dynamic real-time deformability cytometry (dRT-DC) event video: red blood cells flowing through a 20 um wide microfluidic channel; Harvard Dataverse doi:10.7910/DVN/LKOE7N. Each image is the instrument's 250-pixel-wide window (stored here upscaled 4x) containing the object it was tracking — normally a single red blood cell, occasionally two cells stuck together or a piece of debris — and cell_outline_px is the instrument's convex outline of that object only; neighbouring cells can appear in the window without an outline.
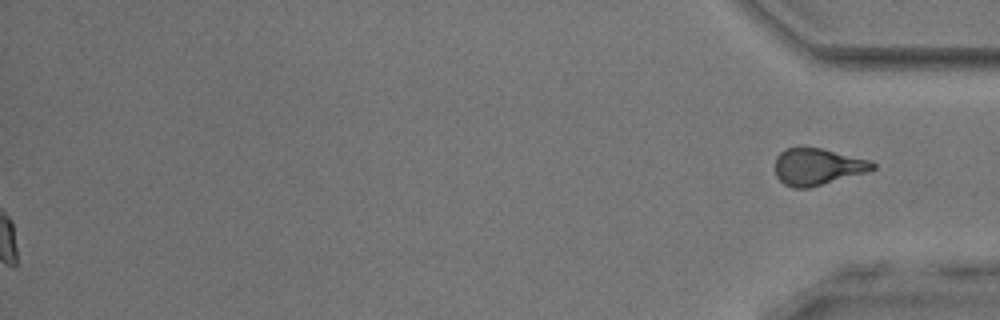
{"species": "common noctule bat (a hibernating species)", "species_latin": "Nyctalus noctula", "temperature_condition": "room temperature", "stored_images_in_passage": 51, "segment_of_instrument_passage": [2, 2], "camera_frame_rate_fps": 3000, "um_per_image_px": 0.085, "animal": {"sex": "male", "body_mass_g": 17.9, "forearm_length_mm": 54.2}, "frame": {"image": 1, "passage_image": 51, "time_ms": 16.667, "image_size_px": [1000, 320], "cell_outline_px": [[876, 168], [864, 172], [808, 188], [792, 188], [784, 184], [776, 176], [776, 156], [780, 152], [788, 148], [820, 148], [872, 160], [876, 164]], "centroid_in_image_um": [69.48, 14.17], "position_along_channel_um": 365.7, "area_um2": 20.58}}